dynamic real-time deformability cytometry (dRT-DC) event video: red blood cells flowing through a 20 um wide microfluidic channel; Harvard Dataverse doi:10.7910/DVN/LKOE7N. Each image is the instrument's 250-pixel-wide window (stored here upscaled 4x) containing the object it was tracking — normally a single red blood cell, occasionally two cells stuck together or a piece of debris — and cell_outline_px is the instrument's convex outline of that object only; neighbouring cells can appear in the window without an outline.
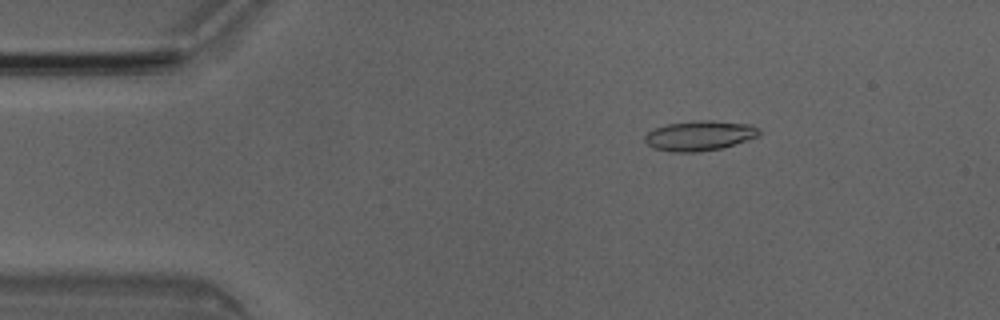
{"species": "Egyptian fruit bat (a non-hibernating species)", "species_latin": "Rousettus aegyptiacus", "temperature_condition": "room temperature", "stored_images_in_passage": 3, "camera_frame_rate_fps": 3000, "um_per_image_px": 0.085, "animal": {"sex": "male"}, "frame": {"image": 1, "passage_image": 2, "time_ms": 0.333, "image_size_px": [1000, 320], "cell_outline_px": [[760, 136], [720, 148], [696, 152], [672, 152], [652, 148], [644, 140], [644, 136], [648, 132], [656, 128], [668, 124], [700, 120], [712, 120], [752, 124], [760, 128]], "centroid_in_image_um": [59.48, 11.52], "position_along_channel_um": 25.5, "area_um2": 19.94}}